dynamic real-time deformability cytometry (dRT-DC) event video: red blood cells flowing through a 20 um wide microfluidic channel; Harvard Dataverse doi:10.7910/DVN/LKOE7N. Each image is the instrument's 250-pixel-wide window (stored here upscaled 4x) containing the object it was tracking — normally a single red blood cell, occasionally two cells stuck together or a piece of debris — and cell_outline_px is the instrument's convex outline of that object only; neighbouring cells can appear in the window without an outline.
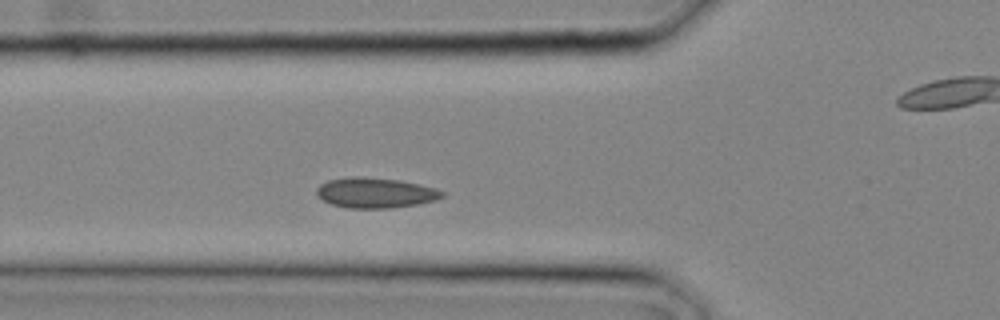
{"species": "common noctule bat (a hibernating species)", "species_latin": "Nyctalus noctula", "temperature_condition": "cold", "stored_images_in_passage": 5, "camera_frame_rate_fps": 3000, "um_per_image_px": 0.085, "animal": {"sex": "male", "body_mass_g": 20.4}, "frame": {"image": 1, "passage_image": 2, "time_ms": 0.333, "image_size_px": [1000, 320], "cell_outline_px": [[444, 196], [436, 200], [416, 204], [392, 208], [348, 208], [332, 204], [324, 200], [316, 192], [316, 188], [320, 184], [328, 180], [352, 176], [364, 176], [400, 180], [420, 184], [436, 188], [444, 192]], "centroid_in_image_um": [31.92, 16.37], "position_along_channel_um": 93.9, "area_um2": 22.2}}
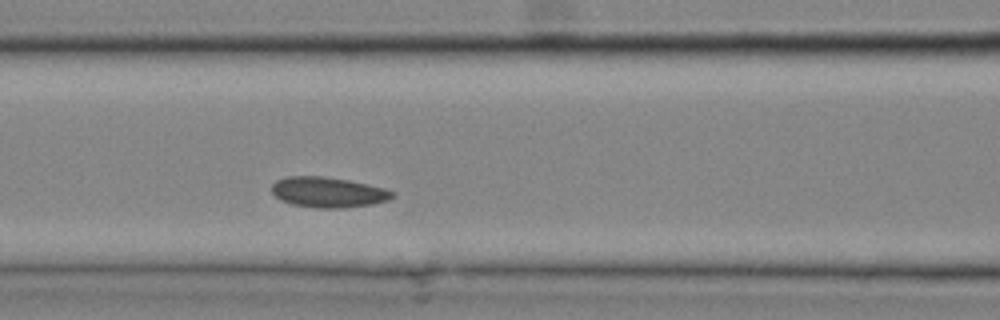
{"frame": {"image": 2, "passage_image": 4, "time_ms": 1.0, "image_size_px": [1000, 320], "cell_outline_px": [[396, 196], [388, 200], [372, 204], [340, 208], [316, 208], [292, 204], [280, 200], [272, 192], [272, 184], [276, 180], [284, 176], [320, 176], [348, 180], [384, 188], [396, 192]], "centroid_in_image_um": [27.88, 16.34], "position_along_channel_um": 138.7, "area_um2": 21.39}}